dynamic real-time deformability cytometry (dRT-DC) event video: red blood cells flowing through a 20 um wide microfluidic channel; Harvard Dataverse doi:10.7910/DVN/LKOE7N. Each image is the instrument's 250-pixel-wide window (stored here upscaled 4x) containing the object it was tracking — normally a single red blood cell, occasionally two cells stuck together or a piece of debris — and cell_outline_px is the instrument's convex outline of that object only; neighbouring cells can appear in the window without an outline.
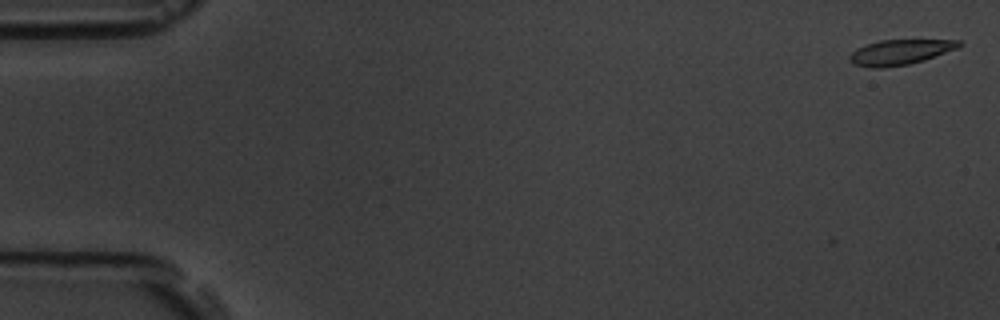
{"species": "common noctule bat (a hibernating species)", "species_latin": "Nyctalus noctula", "temperature_condition": "room temperature", "stored_images_in_passage": 6, "camera_frame_rate_fps": 3000, "um_per_image_px": 0.085, "animal": {"sex": "male", "body_mass_g": 19.5, "forearm_length_mm": 54.6}, "frame": {"image": 1, "passage_image": 1, "time_ms": 0.0, "image_size_px": [1000, 320], "cell_outline_px": [[964, 44], [956, 48], [924, 60], [908, 64], [884, 68], [868, 68], [856, 64], [848, 60], [848, 56], [856, 48], [880, 40], [960, 40]], "centroid_in_image_um": [76.47, 4.44], "position_along_channel_um": 8.5, "area_um2": 15.95}}
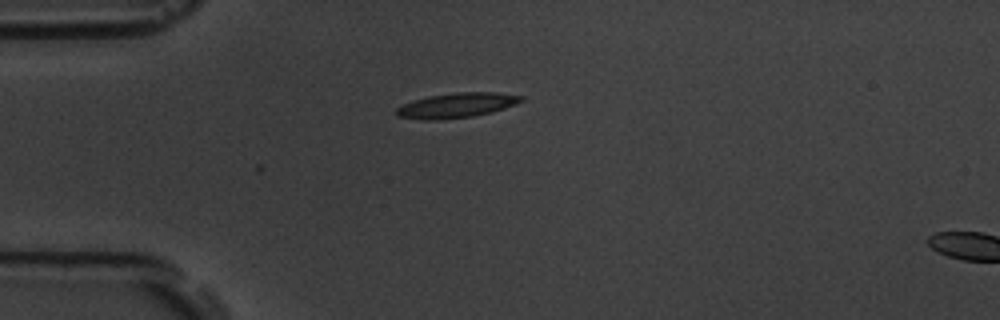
{"frame": {"image": 2, "passage_image": 5, "time_ms": 4.667, "image_size_px": [1000, 320], "cell_outline_px": [[524, 100], [516, 104], [492, 112], [472, 116], [436, 120], [424, 120], [396, 116], [396, 108], [412, 100], [428, 96], [456, 92], [500, 92], [524, 96]], "centroid_in_image_um": [38.83, 8.94], "position_along_channel_um": 46.2, "area_um2": 18.15}}